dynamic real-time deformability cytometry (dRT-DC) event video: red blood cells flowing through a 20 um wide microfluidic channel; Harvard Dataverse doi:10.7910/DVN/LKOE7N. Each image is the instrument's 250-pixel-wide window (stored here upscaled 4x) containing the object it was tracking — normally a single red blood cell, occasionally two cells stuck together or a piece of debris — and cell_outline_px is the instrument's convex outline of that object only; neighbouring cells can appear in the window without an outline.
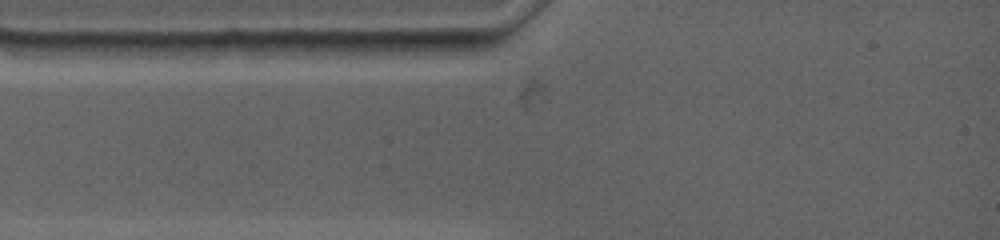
{"species": "common noctule bat (a hibernating species)", "species_latin": "Nyctalus noctula", "temperature_condition": "warm", "stored_images_in_passage": 1, "camera_frame_rate_fps": 4500, "um_per_image_px": 0.085, "animal": {"sex": "female", "body_mass_g": 19.0, "forearm_length_mm": 53.3}, "frame": {"image": 1, "passage_image": 1, "time_ms": 0.0, "image_size_px": [1000, 240], "cell_outline_px": [[304, 44], [296, 56], [216, 60], [208, 44], [224, 40], [304, 40]], "centroid_in_image_um": [21.68, 4.16], "position_along_channel_um": 63.3, "area_um2": 11.44}}